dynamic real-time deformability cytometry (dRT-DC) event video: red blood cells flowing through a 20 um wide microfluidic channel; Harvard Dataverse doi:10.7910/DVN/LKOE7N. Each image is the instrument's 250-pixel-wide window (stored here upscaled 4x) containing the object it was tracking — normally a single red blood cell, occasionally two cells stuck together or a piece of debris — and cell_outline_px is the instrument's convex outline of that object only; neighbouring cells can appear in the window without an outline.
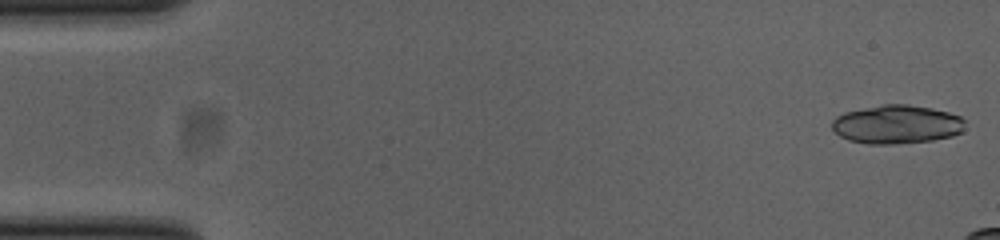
{"species": "common noctule bat (a hibernating species)", "species_latin": "Nyctalus noctula", "temperature_condition": "cold", "stored_images_in_passage": 15, "camera_frame_rate_fps": 3000, "um_per_image_px": 0.085, "animal": {"sex": "female", "body_mass_g": 23.0, "forearm_length_mm": 53.4}, "frame": {"image": 1, "passage_image": 1, "time_ms": 0.0, "image_size_px": [1000, 240], "cell_outline_px": [[964, 132], [952, 136], [932, 140], [892, 144], [868, 144], [848, 140], [840, 136], [832, 128], [832, 120], [836, 116], [844, 112], [884, 104], [908, 104], [932, 108], [948, 112], [960, 116], [964, 120]], "centroid_in_image_um": [76.23, 10.57], "position_along_channel_um": 8.8, "area_um2": 30.06}}